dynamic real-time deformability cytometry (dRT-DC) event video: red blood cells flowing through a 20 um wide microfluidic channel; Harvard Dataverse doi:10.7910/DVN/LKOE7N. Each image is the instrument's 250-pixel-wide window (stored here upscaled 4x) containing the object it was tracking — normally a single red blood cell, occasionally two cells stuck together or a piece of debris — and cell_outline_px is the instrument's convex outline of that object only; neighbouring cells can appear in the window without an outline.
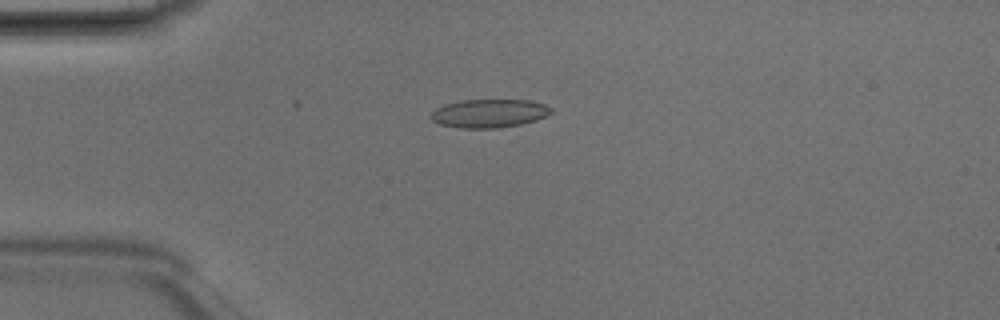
{"species": "Egyptian fruit bat (a non-hibernating species)", "species_latin": "Rousettus aegyptiacus", "temperature_condition": "room temperature", "stored_images_in_passage": 5, "camera_frame_rate_fps": 3000, "um_per_image_px": 0.085, "animal": {"sex": "male"}, "frame": {"image": 1, "passage_image": 3, "time_ms": 0.667, "image_size_px": [1000, 320], "cell_outline_px": [[552, 112], [536, 120], [520, 124], [496, 128], [460, 128], [440, 124], [432, 120], [428, 116], [436, 108], [444, 104], [464, 100], [532, 100], [544, 104], [552, 108]], "centroid_in_image_um": [41.56, 9.63], "position_along_channel_um": 43.4, "area_um2": 19.88}}